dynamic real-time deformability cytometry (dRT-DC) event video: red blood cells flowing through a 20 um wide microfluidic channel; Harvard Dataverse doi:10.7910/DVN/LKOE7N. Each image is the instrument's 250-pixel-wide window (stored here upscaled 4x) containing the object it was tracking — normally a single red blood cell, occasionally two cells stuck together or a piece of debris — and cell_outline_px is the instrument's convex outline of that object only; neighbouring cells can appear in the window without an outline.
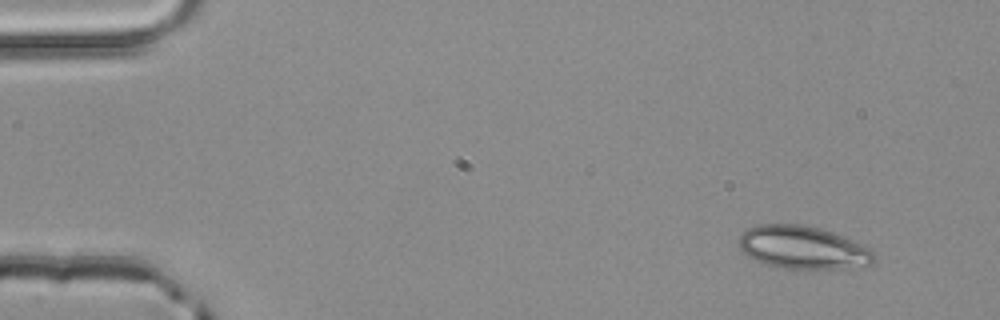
{"species": "common noctule bat (a hibernating species)", "species_latin": "Nyctalus noctula", "temperature_condition": "room temperature", "stored_images_in_passage": 4, "camera_frame_rate_fps": 3000, "um_per_image_px": 0.085, "animal": {"sex": "male", "body_mass_g": 20.4}, "frame": {"image": 1, "passage_image": 1, "time_ms": 0.0, "image_size_px": [1000, 320], "cell_outline_px": [[876, 256], [872, 264], [844, 268], [780, 268], [756, 260], [748, 256], [740, 248], [736, 240], [748, 228], [756, 224], [800, 224], [820, 228], [856, 240], [872, 248], [876, 252]], "centroid_in_image_um": [68.28, 21.02], "position_along_channel_um": 16.7, "area_um2": 34.04}}